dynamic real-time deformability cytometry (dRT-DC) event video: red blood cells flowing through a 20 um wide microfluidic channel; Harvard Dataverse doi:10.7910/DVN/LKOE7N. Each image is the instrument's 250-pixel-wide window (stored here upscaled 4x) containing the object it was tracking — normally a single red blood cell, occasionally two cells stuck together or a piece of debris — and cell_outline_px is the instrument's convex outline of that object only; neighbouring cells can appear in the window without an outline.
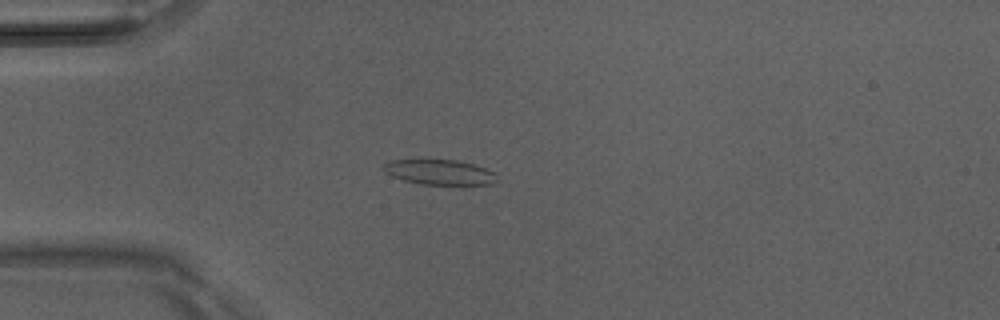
{"species": "Egyptian fruit bat (a non-hibernating species)", "species_latin": "Rousettus aegyptiacus", "temperature_condition": "room temperature", "stored_images_in_passage": 5, "camera_frame_rate_fps": 3000, "um_per_image_px": 0.085, "animal": {"sex": "male"}, "frame": {"image": 1, "passage_image": 4, "time_ms": 1.0, "image_size_px": [1000, 320], "cell_outline_px": [[496, 180], [492, 184], [420, 184], [404, 180], [392, 176], [384, 172], [384, 164], [392, 160], [456, 160], [472, 164], [484, 168], [492, 172]], "centroid_in_image_um": [37.31, 14.63], "position_along_channel_um": 47.7, "area_um2": 16.13}}